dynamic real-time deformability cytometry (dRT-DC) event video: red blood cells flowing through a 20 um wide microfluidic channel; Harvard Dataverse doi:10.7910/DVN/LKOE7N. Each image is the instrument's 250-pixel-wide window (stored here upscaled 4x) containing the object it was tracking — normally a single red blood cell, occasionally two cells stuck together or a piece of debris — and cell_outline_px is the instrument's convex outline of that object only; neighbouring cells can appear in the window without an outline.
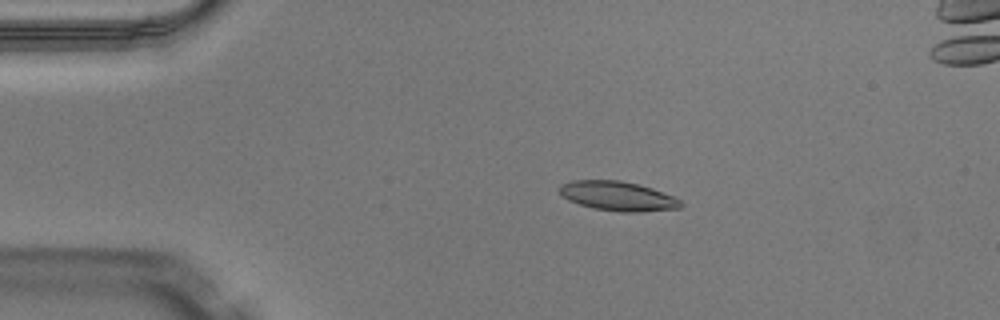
{"species": "Egyptian fruit bat (a non-hibernating species)", "species_latin": "Rousettus aegyptiacus", "temperature_condition": "warm", "stored_images_in_passage": 49, "camera_frame_rate_fps": 3000, "um_per_image_px": 0.085, "animal": {"sex": "male"}, "frame": {"image": 1, "passage_image": 10, "time_ms": 3.0, "image_size_px": [1000, 320], "cell_outline_px": [[684, 204], [680, 208], [640, 212], [620, 212], [592, 208], [568, 200], [560, 196], [560, 184], [572, 180], [620, 180], [640, 184], [652, 188], [672, 196], [680, 200]], "centroid_in_image_um": [52.5, 16.66], "position_along_channel_um": 32.5, "area_um2": 20.92}}
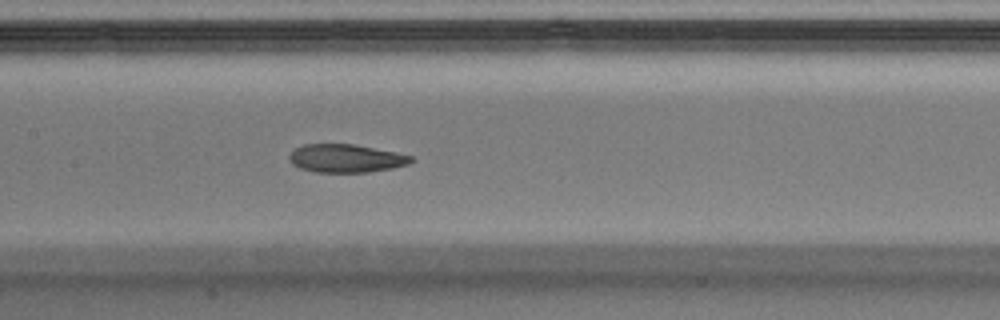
{"frame": {"image": 2, "passage_image": 24, "time_ms": 7.667, "image_size_px": [1000, 320], "cell_outline_px": [[416, 160], [408, 164], [392, 168], [368, 172], [316, 172], [300, 168], [292, 164], [288, 160], [288, 156], [296, 148], [304, 144], [352, 144], [396, 152], [412, 156]], "centroid_in_image_um": [29.41, 13.46], "position_along_channel_um": 178.0, "area_um2": 20.0}}
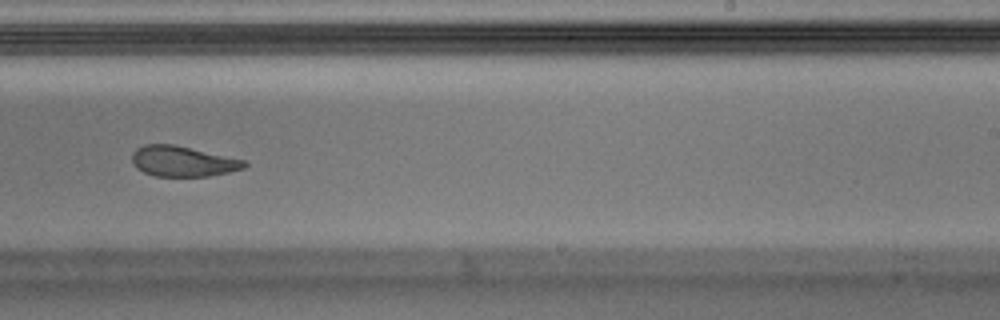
{"frame": {"image": 3, "passage_image": 31, "time_ms": 10.0, "image_size_px": [1000, 320], "cell_outline_px": [[248, 164], [244, 168], [228, 172], [208, 176], [156, 176], [144, 172], [136, 168], [132, 160], [132, 152], [136, 148], [144, 144], [172, 144], [244, 160]], "centroid_in_image_um": [15.5, 13.71], "position_along_channel_um": 273.5, "area_um2": 19.71}, "authors_computed_cell_mechanics": {"area_um2": 20.9814, "velocity_mm_per_s": 4.104, "shape_relaxation_time_tau1_ms": null, "shape_relaxation_time_tau2_ms": 2.7457, "deformation_change_tau1": null, "deformation_change_tau2": 0.0868}}